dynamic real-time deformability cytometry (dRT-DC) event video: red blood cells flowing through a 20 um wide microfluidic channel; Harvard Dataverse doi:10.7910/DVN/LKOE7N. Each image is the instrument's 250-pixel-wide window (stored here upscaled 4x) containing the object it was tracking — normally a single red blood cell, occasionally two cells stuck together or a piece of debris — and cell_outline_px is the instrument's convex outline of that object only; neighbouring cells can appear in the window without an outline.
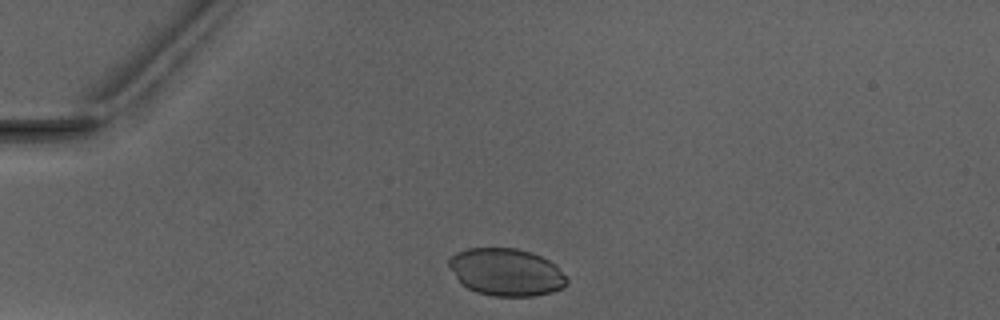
{"species": "Egyptian fruit bat (a non-hibernating species)", "species_latin": "Rousettus aegyptiacus", "temperature_condition": "warm", "stored_images_in_passage": 2, "camera_frame_rate_fps": 3000, "um_per_image_px": 0.085, "animal": {"sex": "male"}, "frame": {"image": 1, "passage_image": 1, "time_ms": 0.0, "image_size_px": [1000, 320], "cell_outline_px": [[568, 284], [552, 292], [536, 296], [492, 296], [476, 292], [460, 284], [448, 264], [448, 260], [456, 252], [468, 248], [516, 248], [532, 252], [548, 260], [568, 280]], "centroid_in_image_um": [42.99, 23.13], "position_along_channel_um": 42.0, "area_um2": 32.43}}